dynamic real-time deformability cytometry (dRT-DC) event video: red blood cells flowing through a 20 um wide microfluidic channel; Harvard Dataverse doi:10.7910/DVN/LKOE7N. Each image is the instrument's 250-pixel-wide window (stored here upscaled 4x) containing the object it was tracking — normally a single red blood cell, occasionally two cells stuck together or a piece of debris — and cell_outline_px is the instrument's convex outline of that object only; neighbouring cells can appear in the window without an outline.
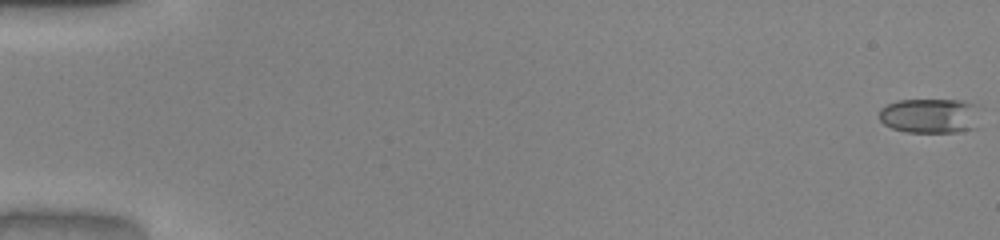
{"species": "common noctule bat (a hibernating species)", "species_latin": "Nyctalus noctula", "temperature_condition": "warm", "stored_images_in_passage": 14, "camera_frame_rate_fps": 3000, "um_per_image_px": 0.085, "animal": {"sex": "male", "body_mass_g": 20.0, "forearm_length_mm": 53.3}, "frame": {"image": 1, "passage_image": 1, "time_ms": 0.0, "image_size_px": [1000, 240], "cell_outline_px": [[984, 108], [976, 128], [956, 132], [904, 132], [892, 128], [884, 124], [880, 120], [880, 108], [896, 100], [964, 100], [980, 104]], "centroid_in_image_um": [79.18, 9.82], "position_along_channel_um": 5.8, "area_um2": 21.27}}